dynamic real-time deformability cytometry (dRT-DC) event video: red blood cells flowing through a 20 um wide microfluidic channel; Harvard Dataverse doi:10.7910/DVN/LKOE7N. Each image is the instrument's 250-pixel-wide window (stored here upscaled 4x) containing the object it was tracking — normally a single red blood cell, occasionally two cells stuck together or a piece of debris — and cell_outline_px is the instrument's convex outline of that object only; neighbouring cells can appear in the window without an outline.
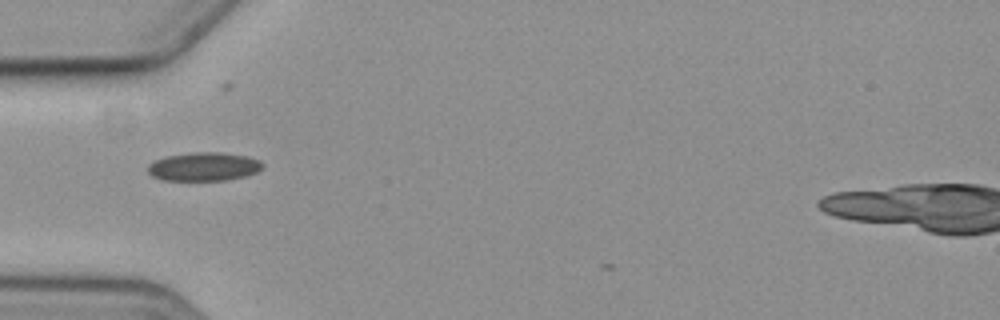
{"species": "common noctule bat (a hibernating species)", "species_latin": "Nyctalus noctula", "temperature_condition": "cold", "stored_images_in_passage": 5, "camera_frame_rate_fps": 3000, "um_per_image_px": 0.085, "animal": {"sex": "female", "body_mass_g": 19.3, "forearm_length_mm": 54.1}, "frame": {"image": 1, "passage_image": 2, "time_ms": 0.333, "image_size_px": [1000, 320], "cell_outline_px": [[264, 168], [256, 172], [244, 176], [224, 180], [164, 180], [152, 176], [148, 172], [148, 164], [164, 156], [192, 152], [220, 152], [248, 156], [260, 160], [264, 164]], "centroid_in_image_um": [17.34, 14.15], "position_along_channel_um": 67.7, "area_um2": 19.19}}